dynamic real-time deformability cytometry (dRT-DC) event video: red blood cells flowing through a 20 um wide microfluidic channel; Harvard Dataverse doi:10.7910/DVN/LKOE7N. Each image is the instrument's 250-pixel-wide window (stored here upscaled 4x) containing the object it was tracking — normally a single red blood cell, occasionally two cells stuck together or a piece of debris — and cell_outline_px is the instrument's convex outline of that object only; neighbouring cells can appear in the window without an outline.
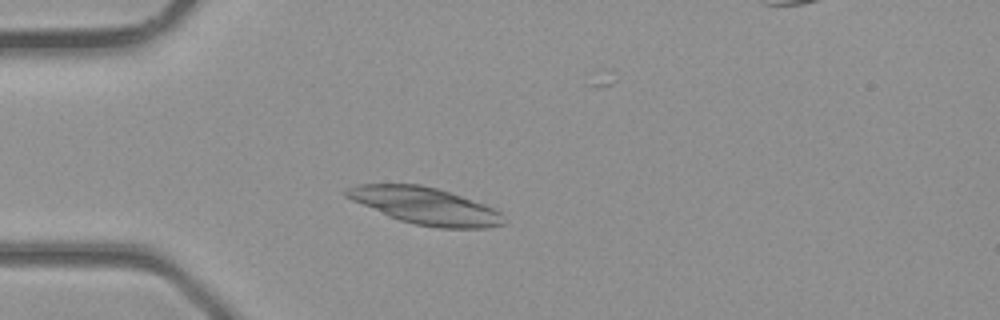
{"species": "common noctule bat (a hibernating species)", "species_latin": "Nyctalus noctula", "temperature_condition": "room temperature", "stored_images_in_passage": 21, "camera_frame_rate_fps": 3000, "um_per_image_px": 0.085, "animal": {"sex": "male", "body_mass_g": 23.1, "forearm_length_mm": 52.7}, "frame": {"image": 1, "passage_image": 7, "time_ms": 2.0, "image_size_px": [1000, 320], "cell_outline_px": [[504, 224], [488, 228], [440, 228], [416, 224], [400, 220], [388, 216], [352, 200], [344, 196], [344, 188], [356, 184], [420, 184], [436, 188], [484, 204], [500, 212]], "centroid_in_image_um": [36.09, 17.49], "position_along_channel_um": 48.9, "area_um2": 33.47}}
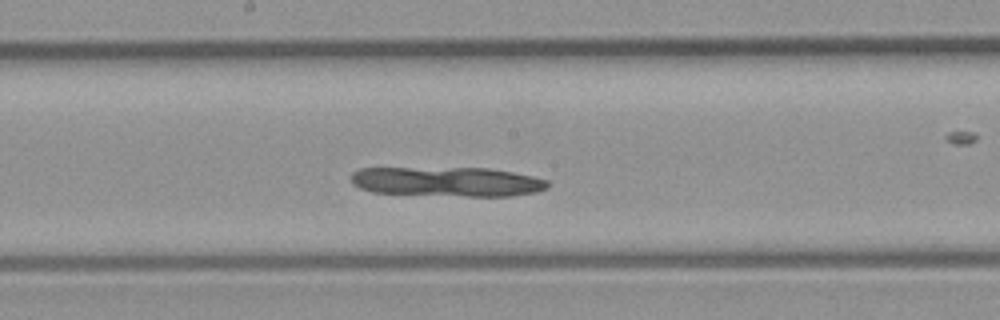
{"frame": {"image": 2, "passage_image": 17, "time_ms": 5.333, "image_size_px": [1000, 320], "cell_outline_px": [[548, 188], [536, 192], [512, 196], [468, 196], [372, 192], [360, 188], [352, 184], [352, 172], [360, 168], [488, 168], [512, 172], [532, 176], [548, 180]], "centroid_in_image_um": [38.03, 15.44], "position_along_channel_um": 210.2, "area_um2": 33.81}}